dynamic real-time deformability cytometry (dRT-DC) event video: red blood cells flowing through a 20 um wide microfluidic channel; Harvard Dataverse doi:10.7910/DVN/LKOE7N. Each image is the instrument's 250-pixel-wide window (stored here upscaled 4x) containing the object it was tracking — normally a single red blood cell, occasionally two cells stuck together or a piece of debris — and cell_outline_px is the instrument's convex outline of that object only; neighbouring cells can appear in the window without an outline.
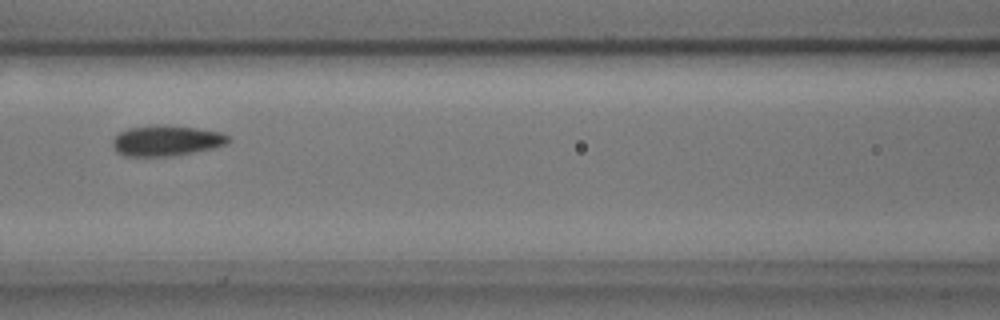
{"species": "common noctule bat (a hibernating species)", "species_latin": "Nyctalus noctula", "temperature_condition": "cold", "stored_images_in_passage": 8, "camera_frame_rate_fps": 3000, "um_per_image_px": 0.085, "animal": {"sex": "male", "body_mass_g": 17.9, "forearm_length_mm": 54.2}, "frame": {"image": 1, "passage_image": 7, "time_ms": 2.0, "image_size_px": [1000, 320], "cell_outline_px": [[232, 140], [228, 144], [212, 148], [172, 156], [124, 156], [116, 152], [112, 144], [112, 140], [120, 132], [128, 128], [156, 124], [164, 124], [196, 128], [220, 132], [228, 136]], "centroid_in_image_um": [14.13, 11.95], "position_along_channel_um": 152.5, "area_um2": 20.75}}
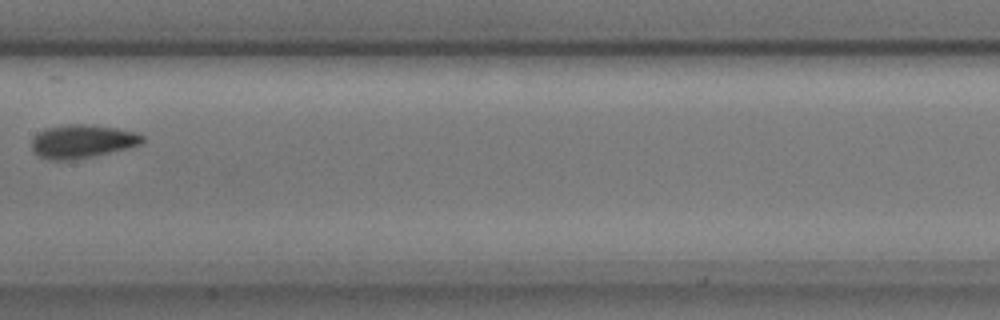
{"frame": {"image": 2, "passage_image": 8, "time_ms": 2.333, "image_size_px": [1000, 320], "cell_outline_px": [[144, 140], [140, 144], [128, 148], [68, 160], [56, 160], [40, 156], [32, 152], [32, 140], [40, 132], [48, 128], [68, 124], [80, 124], [116, 128], [136, 132], [144, 136]], "centroid_in_image_um": [7.0, 12.0], "position_along_channel_um": 200.4, "area_um2": 20.92}}